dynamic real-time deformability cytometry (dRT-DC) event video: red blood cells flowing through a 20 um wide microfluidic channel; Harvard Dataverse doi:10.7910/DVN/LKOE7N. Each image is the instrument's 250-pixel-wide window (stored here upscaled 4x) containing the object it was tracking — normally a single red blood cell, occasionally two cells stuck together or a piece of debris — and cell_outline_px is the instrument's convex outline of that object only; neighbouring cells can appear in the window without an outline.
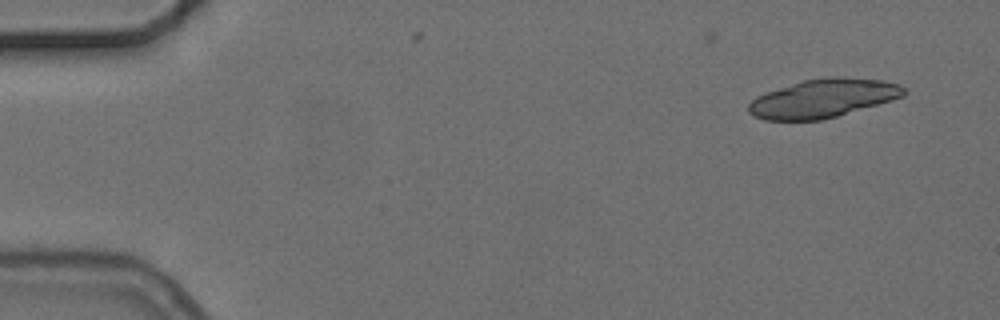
{"species": "common noctule bat (a hibernating species)", "species_latin": "Nyctalus noctula", "temperature_condition": "cold", "stored_images_in_passage": 3, "camera_frame_rate_fps": 3000, "um_per_image_px": 0.085, "animal": {"sex": "female", "body_mass_g": 24.6, "forearm_length_mm": 56.2}, "frame": {"image": 1, "passage_image": 1, "time_ms": 0.0, "image_size_px": [1000, 320], "cell_outline_px": [[908, 92], [904, 96], [892, 100], [836, 116], [820, 120], [764, 120], [748, 112], [748, 104], [756, 96], [804, 80], [832, 76], [836, 76], [880, 80], [900, 84]], "centroid_in_image_um": [69.98, 8.36], "position_along_channel_um": 15.0, "area_um2": 34.51}}